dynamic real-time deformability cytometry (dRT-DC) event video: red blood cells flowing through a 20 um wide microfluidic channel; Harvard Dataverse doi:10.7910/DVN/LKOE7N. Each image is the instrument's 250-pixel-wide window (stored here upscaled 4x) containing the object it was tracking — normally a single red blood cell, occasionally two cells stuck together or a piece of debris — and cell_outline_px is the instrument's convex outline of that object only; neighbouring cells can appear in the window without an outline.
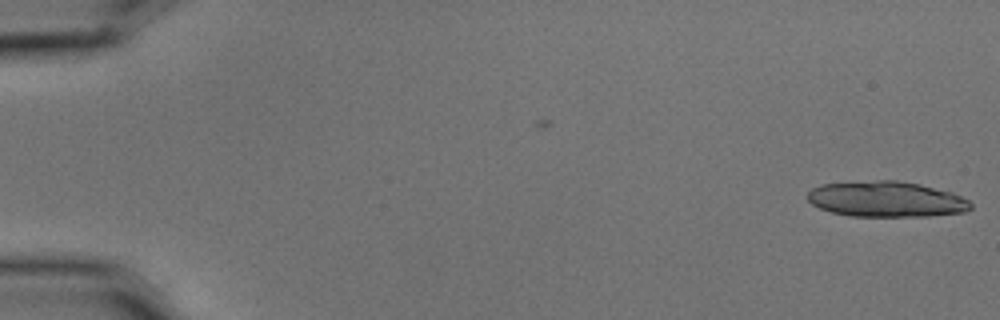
{"species": "common noctule bat (a hibernating species)", "species_latin": "Nyctalus noctula", "temperature_condition": "cold", "stored_images_in_passage": 7, "camera_frame_rate_fps": 3000, "um_per_image_px": 0.085, "animal": {"sex": "male", "body_mass_g": 15.6}, "frame": {"image": 1, "passage_image": 7, "time_ms": 2.0, "image_size_px": [1000, 320], "cell_outline_px": [[972, 208], [964, 212], [928, 216], [852, 216], [832, 212], [820, 208], [812, 204], [808, 200], [808, 192], [812, 188], [820, 184], [876, 180], [896, 180], [920, 184], [952, 192], [968, 200], [972, 204]], "centroid_in_image_um": [75.34, 16.92], "position_along_channel_um": 9.7, "area_um2": 33.87}}